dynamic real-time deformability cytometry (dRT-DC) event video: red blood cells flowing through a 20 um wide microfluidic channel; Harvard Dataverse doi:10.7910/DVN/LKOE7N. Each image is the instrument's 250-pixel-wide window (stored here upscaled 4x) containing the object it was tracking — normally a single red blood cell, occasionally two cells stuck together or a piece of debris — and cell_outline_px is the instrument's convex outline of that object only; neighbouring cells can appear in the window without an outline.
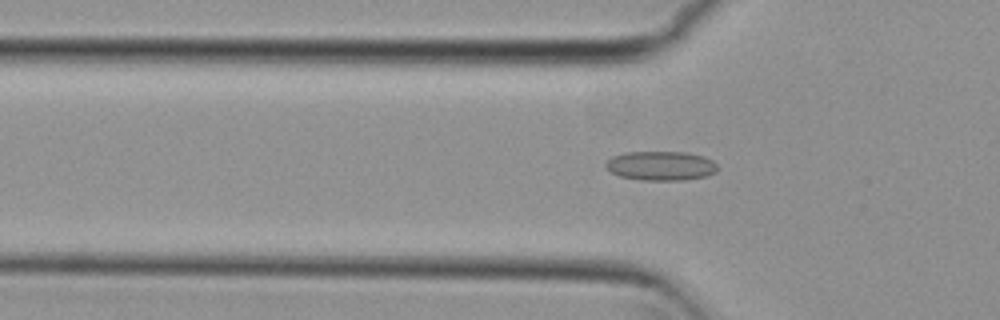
{"species": "common noctule bat (a hibernating species)", "species_latin": "Nyctalus noctula", "temperature_condition": "cold", "stored_images_in_passage": 48, "camera_frame_rate_fps": 3000, "um_per_image_px": 0.085, "animal": {"sex": "female", "body_mass_g": 29.2, "forearm_length_mm": 56.3}, "frame": {"image": 1, "passage_image": 11, "time_ms": 3.333, "image_size_px": [1000, 320], "cell_outline_px": [[716, 172], [704, 176], [684, 180], [640, 180], [620, 176], [612, 172], [604, 164], [612, 156], [624, 152], [688, 152], [704, 156], [712, 160], [716, 164]], "centroid_in_image_um": [56.17, 14.08], "position_along_channel_um": 69.6, "area_um2": 19.02}}
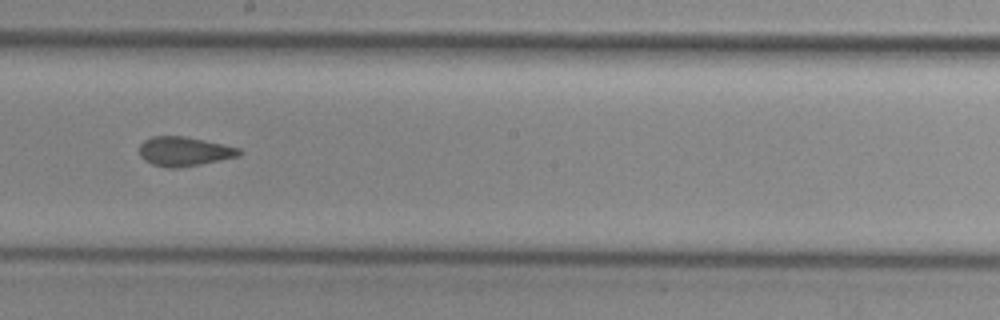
{"frame": {"image": 2, "passage_image": 24, "time_ms": 7.667, "image_size_px": [1000, 320], "cell_outline_px": [[244, 152], [240, 156], [180, 168], [168, 168], [152, 164], [144, 160], [140, 156], [140, 144], [144, 140], [152, 136], [184, 136], [240, 148]], "centroid_in_image_um": [15.66, 12.87], "position_along_channel_um": 232.5, "area_um2": 17.05}}
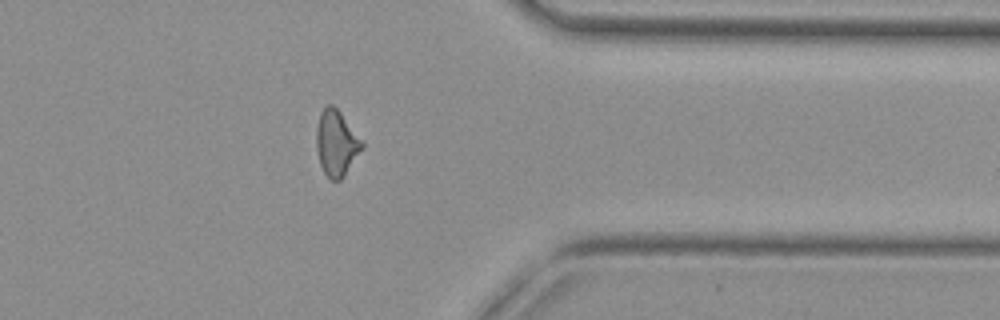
{"frame": {"image": 3, "passage_image": 37, "time_ms": 12.0, "image_size_px": [1000, 320], "cell_outline_px": [[364, 148], [344, 176], [340, 180], [332, 180], [324, 172], [320, 164], [316, 148], [316, 128], [320, 112], [328, 104], [332, 104], [340, 112], [364, 144]], "centroid_in_image_um": [28.58, 12.17], "position_along_channel_um": 382.8, "area_um2": 17.34}, "authors_computed_cell_mechanics": {"area_um2": 17.3111, "velocity_mm_per_s": 3.7554, "shape_relaxation_time_tau1_ms": null, "shape_relaxation_time_tau2_ms": 2.1112, "deformation_change_tau1": null, "deformation_change_tau2": 0.0693}}